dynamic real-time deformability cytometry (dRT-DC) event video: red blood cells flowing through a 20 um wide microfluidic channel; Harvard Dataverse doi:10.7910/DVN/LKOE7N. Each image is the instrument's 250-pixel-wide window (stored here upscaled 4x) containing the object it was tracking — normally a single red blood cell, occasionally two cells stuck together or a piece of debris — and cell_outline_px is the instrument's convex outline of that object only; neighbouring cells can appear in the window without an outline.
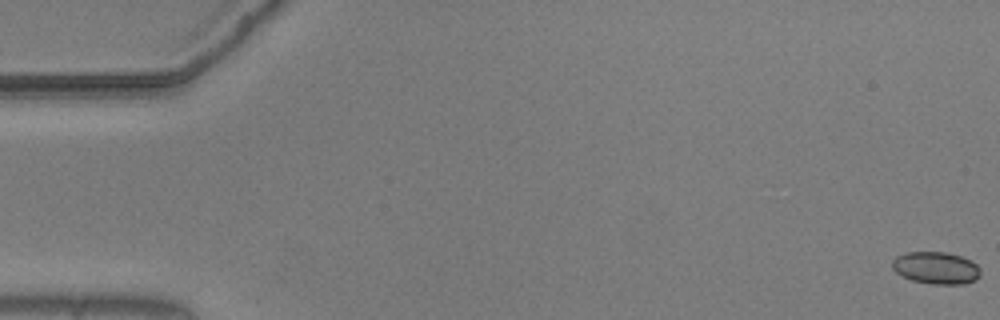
{"species": "common noctule bat (a hibernating species)", "species_latin": "Nyctalus noctula", "temperature_condition": "warm", "stored_images_in_passage": 20, "camera_frame_rate_fps": 3000, "um_per_image_px": 0.085, "animal": {"sex": "male", "body_mass_g": 20.5, "forearm_length_mm": 52.5}, "frame": {"image": 1, "passage_image": 1, "time_ms": 0.0, "image_size_px": [1000, 320], "cell_outline_px": [[980, 276], [964, 284], [936, 284], [912, 280], [896, 272], [892, 268], [892, 260], [896, 256], [904, 252], [948, 252], [972, 260], [980, 268]], "centroid_in_image_um": [79.56, 22.75], "position_along_channel_um": 5.4, "area_um2": 16.53}}
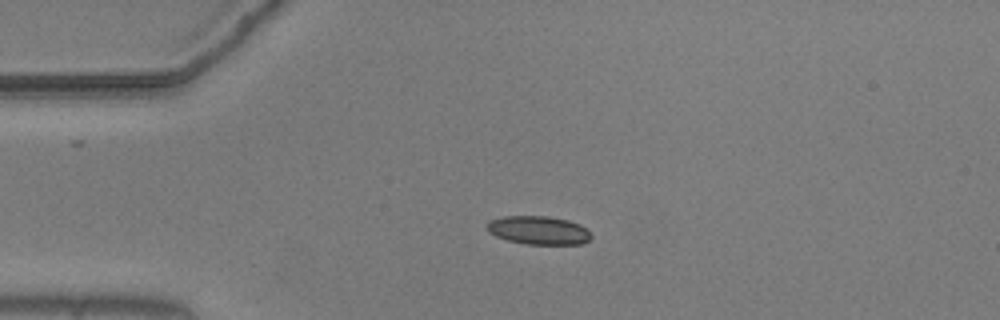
{"frame": {"image": 2, "passage_image": 14, "time_ms": 4.333, "image_size_px": [1000, 320], "cell_outline_px": [[592, 236], [588, 240], [580, 244], [524, 244], [508, 240], [496, 236], [488, 232], [484, 224], [488, 220], [504, 216], [548, 216], [568, 220], [580, 224]], "centroid_in_image_um": [45.71, 19.56], "position_along_channel_um": 39.3, "area_um2": 17.34}}
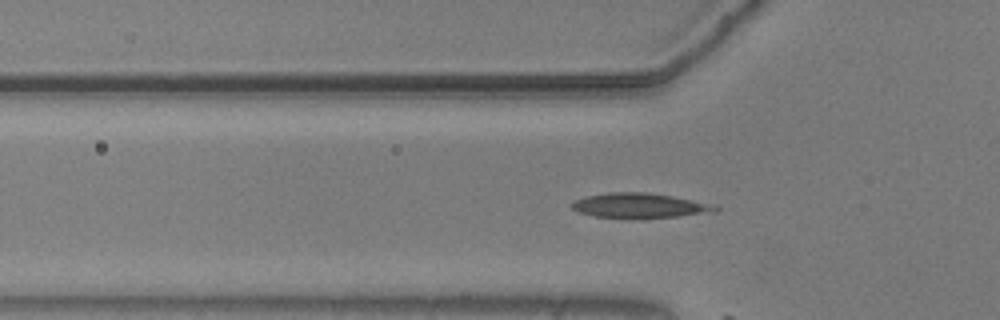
{"frame": {"image": 3, "passage_image": 19, "time_ms": 6.0, "image_size_px": [1000, 320], "cell_outline_px": [[720, 208], [716, 212], [676, 216], [592, 216], [580, 212], [572, 208], [572, 204], [576, 200], [588, 196], [608, 192], [648, 192], [672, 196]], "centroid_in_image_um": [54.31, 17.44], "position_along_channel_um": 71.5, "area_um2": 19.48}}